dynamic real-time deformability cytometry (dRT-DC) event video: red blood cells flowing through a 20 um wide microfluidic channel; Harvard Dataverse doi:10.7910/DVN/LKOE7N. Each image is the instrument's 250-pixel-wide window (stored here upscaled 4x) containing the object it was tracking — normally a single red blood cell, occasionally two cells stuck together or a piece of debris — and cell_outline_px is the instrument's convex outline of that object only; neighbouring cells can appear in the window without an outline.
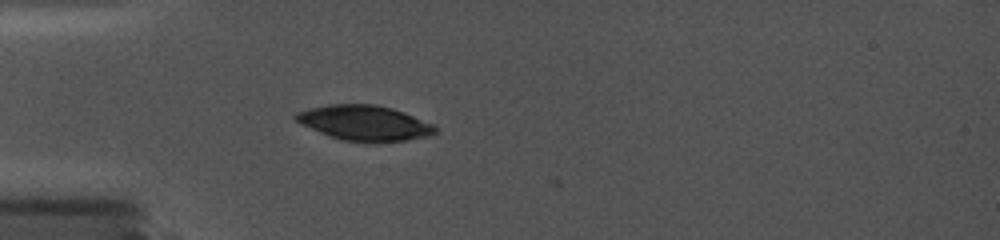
{"species": "common noctule bat (a hibernating species)", "species_latin": "Nyctalus noctula", "temperature_condition": "cold", "stored_images_in_passage": 3, "camera_frame_rate_fps": 5000, "um_per_image_px": 0.085, "animal": {"sex": "female", "body_mass_g": 19.0, "forearm_length_mm": 56.7}, "frame": {"image": 1, "passage_image": 1, "time_ms": 0.0, "image_size_px": [1000, 240], "cell_outline_px": [[436, 132], [432, 136], [408, 140], [380, 144], [372, 144], [340, 140], [328, 136], [300, 124], [292, 116], [296, 112], [308, 108], [328, 104], [376, 104], [392, 108], [404, 112], [432, 124], [436, 128]], "centroid_in_image_um": [30.97, 10.48], "position_along_channel_um": 54.0, "area_um2": 29.36}}